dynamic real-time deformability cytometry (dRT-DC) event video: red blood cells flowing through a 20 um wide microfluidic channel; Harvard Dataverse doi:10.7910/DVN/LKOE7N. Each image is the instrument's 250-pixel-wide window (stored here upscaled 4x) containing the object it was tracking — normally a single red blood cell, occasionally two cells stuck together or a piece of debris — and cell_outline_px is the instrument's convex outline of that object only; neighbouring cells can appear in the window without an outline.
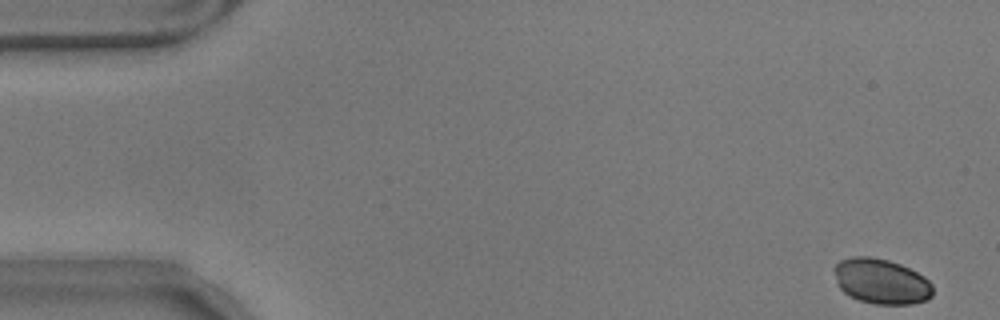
{"species": "common noctule bat (a hibernating species)", "species_latin": "Nyctalus noctula", "temperature_condition": "warm", "stored_images_in_passage": 56, "camera_frame_rate_fps": 3000, "um_per_image_px": 0.085, "animal": {"sex": "male", "body_mass_g": 17.9}, "frame": {"image": 1, "passage_image": 1, "time_ms": 0.0, "image_size_px": [1000, 320], "cell_outline_px": [[932, 296], [928, 300], [912, 304], [872, 304], [860, 300], [844, 292], [840, 288], [836, 280], [832, 268], [840, 260], [852, 256], [872, 256], [888, 260], [900, 264], [924, 276], [932, 284]], "centroid_in_image_um": [74.9, 23.91], "position_along_channel_um": 10.1, "area_um2": 26.13}}
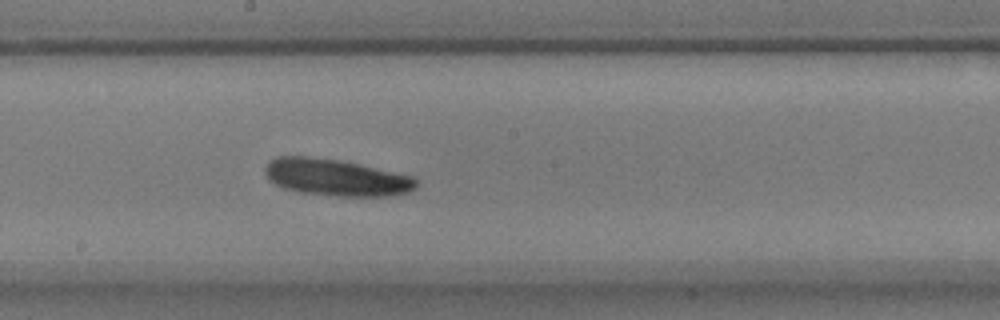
{"frame": {"image": 2, "passage_image": 30, "time_ms": 9.667, "image_size_px": [1000, 320], "cell_outline_px": [[420, 184], [416, 188], [408, 192], [388, 196], [336, 196], [300, 192], [284, 188], [268, 180], [264, 172], [264, 168], [268, 160], [276, 156], [304, 156], [340, 160], [412, 176]], "centroid_in_image_um": [28.53, 15.08], "position_along_channel_um": 219.7, "area_um2": 32.48}}
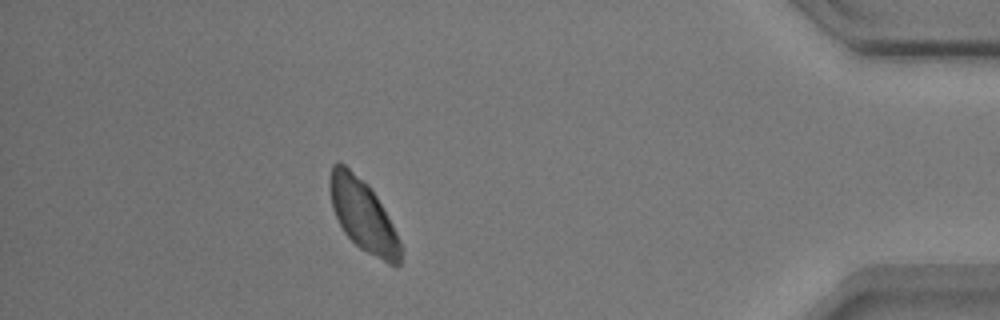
{"frame": {"image": 3, "passage_image": 50, "time_ms": 16.333, "image_size_px": [1000, 320], "cell_outline_px": [[400, 264], [396, 268], [388, 264], [360, 248], [344, 232], [332, 208], [328, 188], [328, 180], [332, 164], [336, 160], [340, 160], [368, 184], [376, 196], [388, 216], [400, 240]], "centroid_in_image_um": [30.82, 18.26], "position_along_channel_um": 404.4, "area_um2": 29.71}}